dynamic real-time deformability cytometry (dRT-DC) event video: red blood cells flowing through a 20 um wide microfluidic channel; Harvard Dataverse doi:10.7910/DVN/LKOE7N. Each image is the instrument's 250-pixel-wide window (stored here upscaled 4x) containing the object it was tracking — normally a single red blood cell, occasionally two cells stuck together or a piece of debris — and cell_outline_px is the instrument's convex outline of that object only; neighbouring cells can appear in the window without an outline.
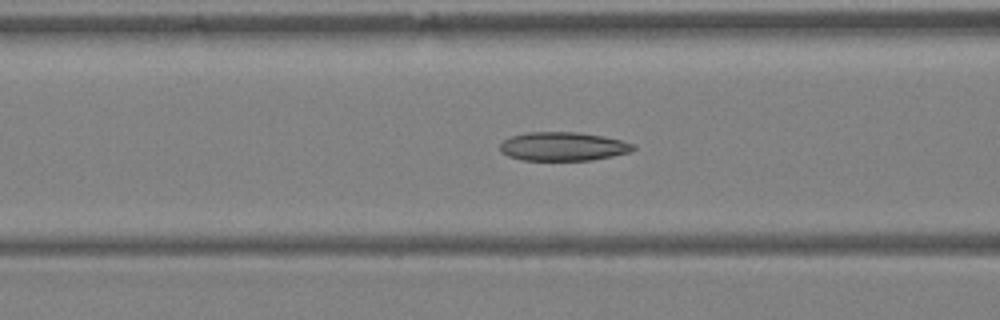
{"species": "Egyptian fruit bat (a non-hibernating species)", "species_latin": "Rousettus aegyptiacus", "temperature_condition": "warm", "stored_images_in_passage": 40, "camera_frame_rate_fps": 3000, "um_per_image_px": 0.085, "animal": {"sex": "female"}, "frame": {"image": 1, "passage_image": 16, "time_ms": 5.0, "image_size_px": [1000, 320], "cell_outline_px": [[636, 148], [632, 152], [592, 160], [520, 160], [508, 156], [500, 152], [500, 144], [508, 136], [528, 132], [580, 132], [604, 136], [620, 140], [632, 144]], "centroid_in_image_um": [47.83, 12.44], "position_along_channel_um": 118.8, "area_um2": 22.48}}
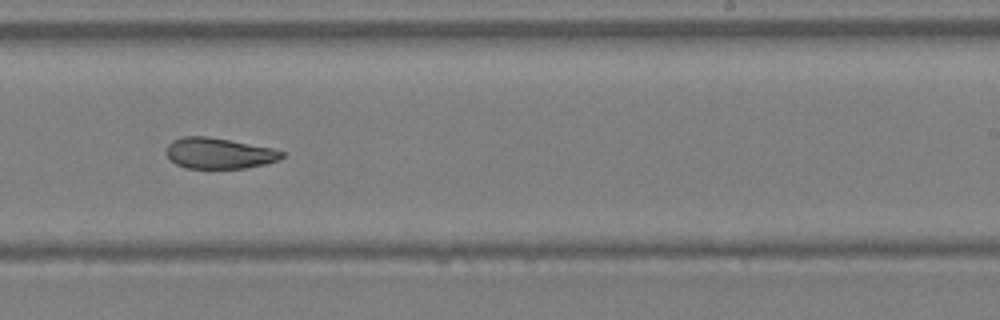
{"frame": {"image": 2, "passage_image": 25, "time_ms": 8.0, "image_size_px": [1000, 320], "cell_outline_px": [[284, 156], [280, 160], [264, 164], [244, 168], [184, 168], [176, 164], [168, 156], [168, 144], [172, 140], [184, 136], [208, 136], [272, 148], [284, 152]], "centroid_in_image_um": [18.63, 13.03], "position_along_channel_um": 270.4, "area_um2": 20.63}}
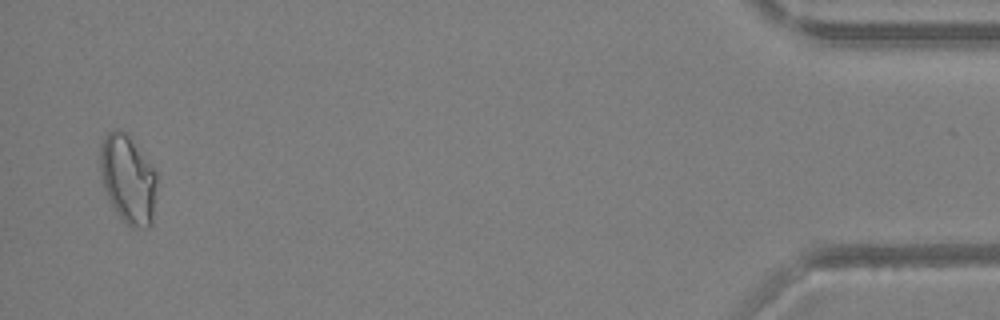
{"frame": {"image": 3, "passage_image": 39, "time_ms": 12.667, "image_size_px": [1000, 320], "cell_outline_px": [[160, 172], [152, 224], [148, 228], [132, 228], [116, 212], [108, 200], [104, 188], [100, 172], [100, 144], [104, 136], [108, 132], [116, 128], [120, 128], [128, 132]], "centroid_in_image_um": [10.94, 15.17], "position_along_channel_um": 424.3, "area_um2": 30.69}}